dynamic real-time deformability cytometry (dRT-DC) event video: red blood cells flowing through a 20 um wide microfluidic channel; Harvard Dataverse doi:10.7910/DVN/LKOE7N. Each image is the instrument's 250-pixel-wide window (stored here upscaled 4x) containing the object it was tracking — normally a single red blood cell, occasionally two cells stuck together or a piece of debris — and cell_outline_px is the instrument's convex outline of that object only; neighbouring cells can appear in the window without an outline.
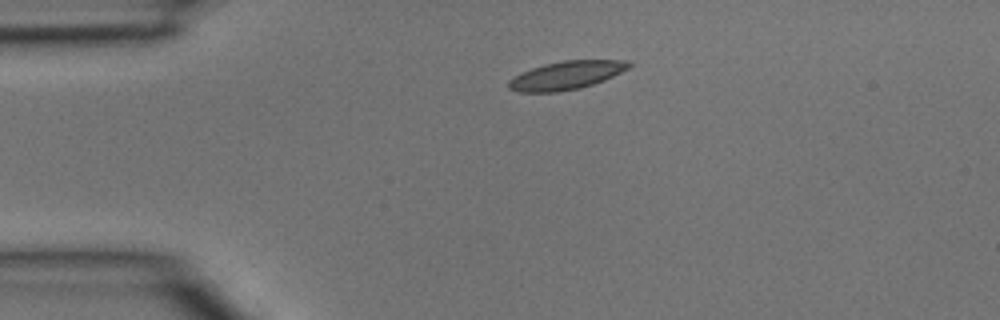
{"species": "common noctule bat (a hibernating species)", "species_latin": "Nyctalus noctula", "temperature_condition": "room temperature", "stored_images_in_passage": 3, "camera_frame_rate_fps": 3000, "um_per_image_px": 0.085, "animal": {"sex": "male", "body_mass_g": 15.6}, "frame": {"image": 1, "passage_image": 1, "time_ms": 0.0, "image_size_px": [1000, 320], "cell_outline_px": [[632, 64], [628, 68], [604, 80], [580, 88], [556, 92], [520, 92], [508, 88], [508, 80], [520, 72], [544, 64], [564, 60], [628, 60]], "centroid_in_image_um": [48.1, 6.4], "position_along_channel_um": 36.9, "area_um2": 19.77}}
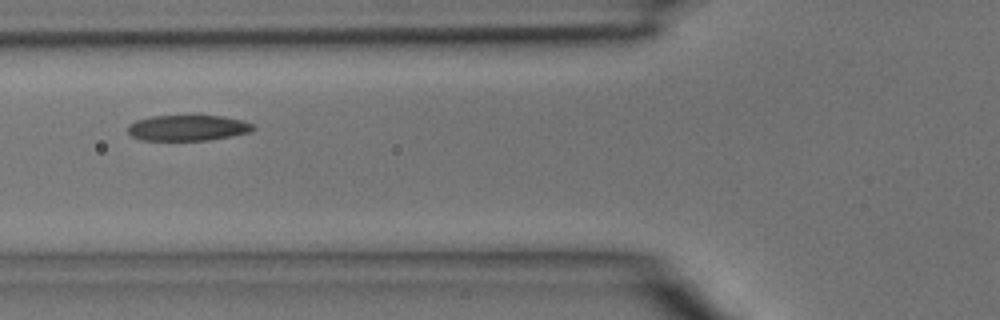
{"frame": {"image": 2, "passage_image": 3, "time_ms": 0.667, "image_size_px": [1000, 320], "cell_outline_px": [[256, 128], [252, 132], [232, 136], [208, 140], [140, 140], [132, 136], [128, 132], [128, 124], [136, 120], [152, 116], [224, 116], [244, 120], [252, 124]], "centroid_in_image_um": [15.99, 10.87], "position_along_channel_um": 109.8, "area_um2": 18.9}}